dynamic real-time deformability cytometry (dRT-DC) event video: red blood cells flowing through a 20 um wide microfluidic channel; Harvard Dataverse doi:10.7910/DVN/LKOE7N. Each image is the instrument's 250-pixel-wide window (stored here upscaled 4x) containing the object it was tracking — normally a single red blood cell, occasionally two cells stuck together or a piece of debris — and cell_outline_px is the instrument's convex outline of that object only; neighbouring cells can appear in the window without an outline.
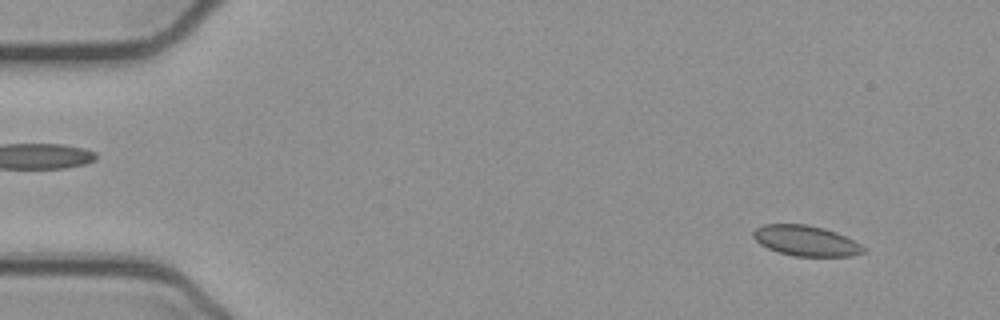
{"species": "common noctule bat (a hibernating species)", "species_latin": "Nyctalus noctula", "temperature_condition": "cold", "stored_images_in_passage": 49, "camera_frame_rate_fps": 3000, "um_per_image_px": 0.085, "animal": {"sex": "female", "body_mass_g": 21.9}, "frame": {"image": 1, "passage_image": 1, "time_ms": 0.0, "image_size_px": [1000, 320], "cell_outline_px": [[868, 252], [852, 256], [792, 256], [776, 252], [760, 244], [752, 236], [752, 232], [756, 228], [764, 224], [808, 224], [824, 228], [836, 232], [860, 244]], "centroid_in_image_um": [68.49, 20.47], "position_along_channel_um": 16.5, "area_um2": 19.65}}
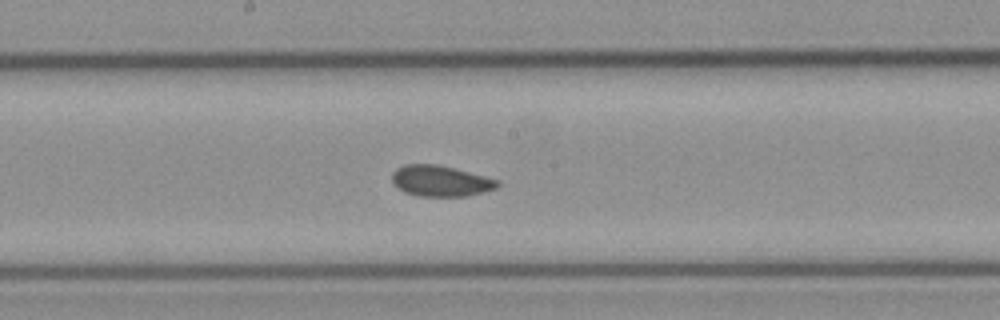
{"frame": {"image": 2, "passage_image": 24, "time_ms": 7.667, "image_size_px": [1000, 320], "cell_outline_px": [[500, 184], [496, 188], [484, 192], [468, 196], [420, 196], [404, 192], [392, 180], [392, 172], [396, 168], [404, 164], [436, 164], [500, 180]], "centroid_in_image_um": [37.45, 15.38], "position_along_channel_um": 210.7, "area_um2": 18.84}}
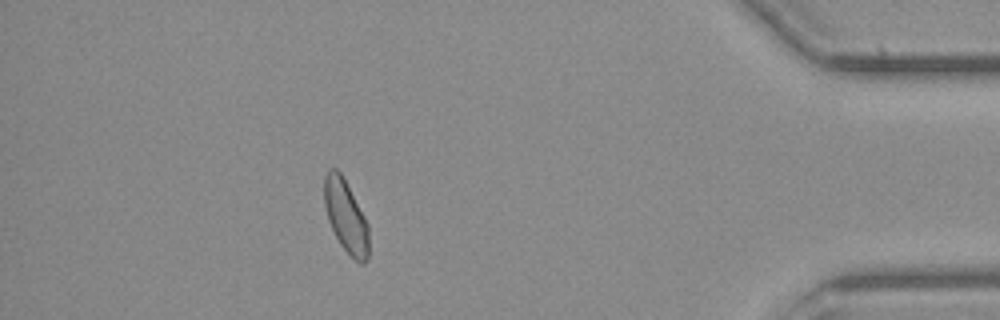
{"frame": {"image": 3, "passage_image": 43, "time_ms": 14.0, "image_size_px": [1000, 320], "cell_outline_px": [[368, 260], [364, 264], [360, 264], [340, 244], [328, 220], [324, 204], [324, 176], [328, 168], [336, 168], [340, 172], [364, 216], [368, 224]], "centroid_in_image_um": [29.38, 18.37], "position_along_channel_um": 405.8, "area_um2": 18.55}, "authors_computed_cell_mechanics": {"area_um2": 19.4208, "velocity_mm_per_s": 3.8859, "shape_relaxation_time_tau1_ms": null, "shape_relaxation_time_tau2_ms": 1.921, "deformation_change_tau1": null, "deformation_change_tau2": 0.0541}}